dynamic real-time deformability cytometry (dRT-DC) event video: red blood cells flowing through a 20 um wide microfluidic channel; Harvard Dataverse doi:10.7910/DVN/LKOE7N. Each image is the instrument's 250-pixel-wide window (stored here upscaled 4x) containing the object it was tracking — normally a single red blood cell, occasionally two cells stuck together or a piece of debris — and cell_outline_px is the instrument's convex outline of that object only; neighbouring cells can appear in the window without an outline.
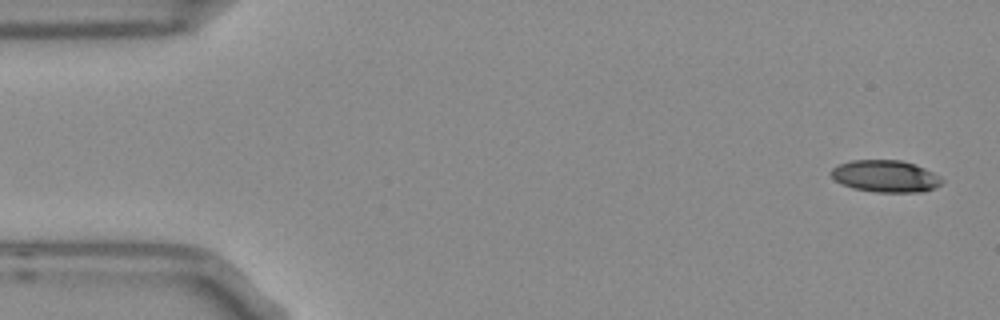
{"species": "Egyptian fruit bat (a non-hibernating species)", "species_latin": "Rousettus aegyptiacus", "temperature_condition": "room temperature", "stored_images_in_passage": 7, "camera_frame_rate_fps": 3000, "um_per_image_px": 0.085, "frame": {"image": 1, "passage_image": 1, "time_ms": 0.0, "image_size_px": [1000, 320], "cell_outline_px": [[944, 180], [940, 184], [924, 192], [876, 192], [852, 188], [840, 184], [828, 172], [832, 168], [840, 164], [852, 160], [900, 160], [924, 168], [940, 176]], "centroid_in_image_um": [75.23, 14.98], "position_along_channel_um": 9.8, "area_um2": 20.58}}
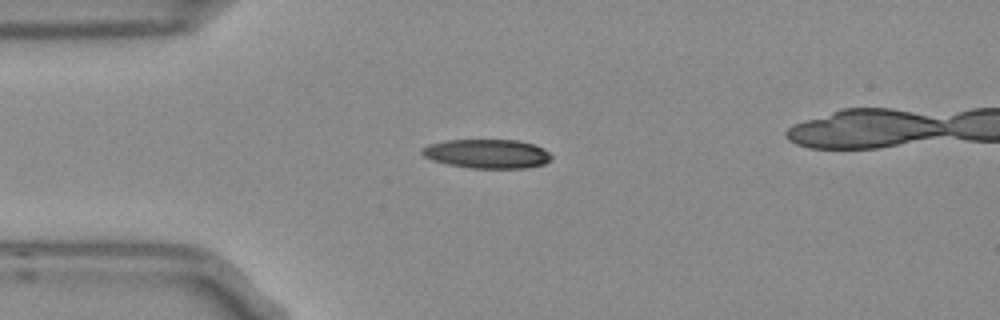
{"frame": {"image": 2, "passage_image": 4, "time_ms": 1.0, "image_size_px": [1000, 320], "cell_outline_px": [[552, 160], [544, 164], [528, 168], [468, 168], [448, 164], [432, 160], [424, 156], [420, 152], [420, 148], [428, 144], [448, 140], [520, 140], [544, 148], [552, 156]], "centroid_in_image_um": [41.41, 13.07], "position_along_channel_um": 43.6, "area_um2": 22.14}}
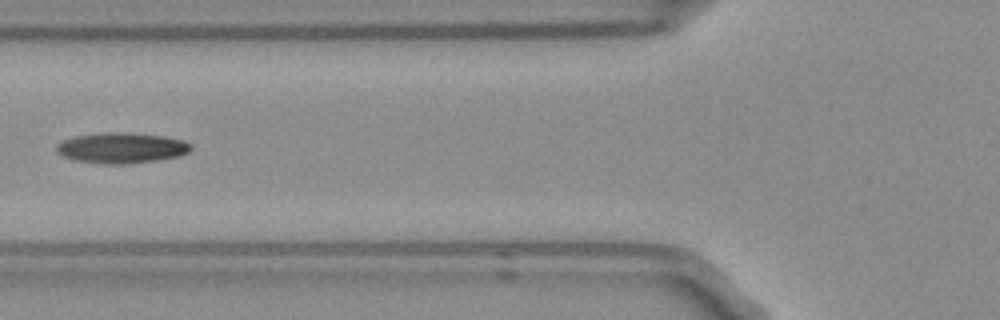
{"frame": {"image": 3, "passage_image": 6, "time_ms": 1.667, "image_size_px": [1000, 320], "cell_outline_px": [[192, 148], [188, 152], [180, 156], [156, 160], [124, 164], [108, 164], [76, 160], [64, 156], [56, 152], [56, 144], [72, 136], [100, 132], [128, 132], [164, 136], [184, 140], [192, 144]], "centroid_in_image_um": [10.34, 12.55], "position_along_channel_um": 115.5, "area_um2": 24.1}}